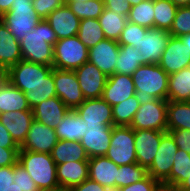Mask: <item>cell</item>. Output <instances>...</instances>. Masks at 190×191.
Segmentation results:
<instances>
[{
	"label": "cell",
	"mask_w": 190,
	"mask_h": 191,
	"mask_svg": "<svg viewBox=\"0 0 190 191\" xmlns=\"http://www.w3.org/2000/svg\"><path fill=\"white\" fill-rule=\"evenodd\" d=\"M57 41L50 24L45 19L41 20L19 42L22 60L53 67L54 45Z\"/></svg>",
	"instance_id": "6da1fadb"
},
{
	"label": "cell",
	"mask_w": 190,
	"mask_h": 191,
	"mask_svg": "<svg viewBox=\"0 0 190 191\" xmlns=\"http://www.w3.org/2000/svg\"><path fill=\"white\" fill-rule=\"evenodd\" d=\"M135 97L140 104L167 100L169 75L158 64L141 65L132 75Z\"/></svg>",
	"instance_id": "7a4b0ae2"
},
{
	"label": "cell",
	"mask_w": 190,
	"mask_h": 191,
	"mask_svg": "<svg viewBox=\"0 0 190 191\" xmlns=\"http://www.w3.org/2000/svg\"><path fill=\"white\" fill-rule=\"evenodd\" d=\"M18 163L24 167L39 189L59 185L57 165L51 154L19 150Z\"/></svg>",
	"instance_id": "3957f363"
},
{
	"label": "cell",
	"mask_w": 190,
	"mask_h": 191,
	"mask_svg": "<svg viewBox=\"0 0 190 191\" xmlns=\"http://www.w3.org/2000/svg\"><path fill=\"white\" fill-rule=\"evenodd\" d=\"M32 1L15 0L11 9L0 18L18 42H21L27 32L33 31L41 21L33 8Z\"/></svg>",
	"instance_id": "277c9868"
},
{
	"label": "cell",
	"mask_w": 190,
	"mask_h": 191,
	"mask_svg": "<svg viewBox=\"0 0 190 191\" xmlns=\"http://www.w3.org/2000/svg\"><path fill=\"white\" fill-rule=\"evenodd\" d=\"M89 49L78 36L59 39L54 45L53 68L75 70L88 62Z\"/></svg>",
	"instance_id": "5b68a950"
},
{
	"label": "cell",
	"mask_w": 190,
	"mask_h": 191,
	"mask_svg": "<svg viewBox=\"0 0 190 191\" xmlns=\"http://www.w3.org/2000/svg\"><path fill=\"white\" fill-rule=\"evenodd\" d=\"M134 129L130 126H113L110 146L106 153L118 166L137 163Z\"/></svg>",
	"instance_id": "8992f818"
},
{
	"label": "cell",
	"mask_w": 190,
	"mask_h": 191,
	"mask_svg": "<svg viewBox=\"0 0 190 191\" xmlns=\"http://www.w3.org/2000/svg\"><path fill=\"white\" fill-rule=\"evenodd\" d=\"M53 70L52 66L21 60L6 71V79L24 93L44 81Z\"/></svg>",
	"instance_id": "52a82bcc"
},
{
	"label": "cell",
	"mask_w": 190,
	"mask_h": 191,
	"mask_svg": "<svg viewBox=\"0 0 190 191\" xmlns=\"http://www.w3.org/2000/svg\"><path fill=\"white\" fill-rule=\"evenodd\" d=\"M178 151L174 138L169 132L161 137V142L154 156L152 164L147 168V173L162 185L170 187V172L174 157Z\"/></svg>",
	"instance_id": "ba28073f"
},
{
	"label": "cell",
	"mask_w": 190,
	"mask_h": 191,
	"mask_svg": "<svg viewBox=\"0 0 190 191\" xmlns=\"http://www.w3.org/2000/svg\"><path fill=\"white\" fill-rule=\"evenodd\" d=\"M130 127L136 130L167 131V100L155 99L140 104Z\"/></svg>",
	"instance_id": "9c48e42d"
},
{
	"label": "cell",
	"mask_w": 190,
	"mask_h": 191,
	"mask_svg": "<svg viewBox=\"0 0 190 191\" xmlns=\"http://www.w3.org/2000/svg\"><path fill=\"white\" fill-rule=\"evenodd\" d=\"M54 83L56 96L70 110L77 108L85 101L74 70L54 68Z\"/></svg>",
	"instance_id": "30bf717a"
},
{
	"label": "cell",
	"mask_w": 190,
	"mask_h": 191,
	"mask_svg": "<svg viewBox=\"0 0 190 191\" xmlns=\"http://www.w3.org/2000/svg\"><path fill=\"white\" fill-rule=\"evenodd\" d=\"M74 110L78 116L85 121V127L114 125L112 106L102 98L85 99V101Z\"/></svg>",
	"instance_id": "8fae6325"
},
{
	"label": "cell",
	"mask_w": 190,
	"mask_h": 191,
	"mask_svg": "<svg viewBox=\"0 0 190 191\" xmlns=\"http://www.w3.org/2000/svg\"><path fill=\"white\" fill-rule=\"evenodd\" d=\"M171 34L164 29L150 28L140 42L141 65L158 64Z\"/></svg>",
	"instance_id": "7c38bea8"
},
{
	"label": "cell",
	"mask_w": 190,
	"mask_h": 191,
	"mask_svg": "<svg viewBox=\"0 0 190 191\" xmlns=\"http://www.w3.org/2000/svg\"><path fill=\"white\" fill-rule=\"evenodd\" d=\"M85 99L101 98L107 76L90 62L74 70Z\"/></svg>",
	"instance_id": "4fadbf2b"
},
{
	"label": "cell",
	"mask_w": 190,
	"mask_h": 191,
	"mask_svg": "<svg viewBox=\"0 0 190 191\" xmlns=\"http://www.w3.org/2000/svg\"><path fill=\"white\" fill-rule=\"evenodd\" d=\"M57 141L54 129L33 120L24 142L20 145V150L51 154Z\"/></svg>",
	"instance_id": "5bb4252c"
},
{
	"label": "cell",
	"mask_w": 190,
	"mask_h": 191,
	"mask_svg": "<svg viewBox=\"0 0 190 191\" xmlns=\"http://www.w3.org/2000/svg\"><path fill=\"white\" fill-rule=\"evenodd\" d=\"M167 131L134 129L135 151L137 163L146 169L152 164L159 148L161 137Z\"/></svg>",
	"instance_id": "9a60e30c"
},
{
	"label": "cell",
	"mask_w": 190,
	"mask_h": 191,
	"mask_svg": "<svg viewBox=\"0 0 190 191\" xmlns=\"http://www.w3.org/2000/svg\"><path fill=\"white\" fill-rule=\"evenodd\" d=\"M120 45L117 41L105 38L89 48L88 62L94 64L107 77L115 73Z\"/></svg>",
	"instance_id": "2e32d148"
},
{
	"label": "cell",
	"mask_w": 190,
	"mask_h": 191,
	"mask_svg": "<svg viewBox=\"0 0 190 191\" xmlns=\"http://www.w3.org/2000/svg\"><path fill=\"white\" fill-rule=\"evenodd\" d=\"M158 65L168 74L190 67V55L179 37L171 36Z\"/></svg>",
	"instance_id": "e0dca14e"
},
{
	"label": "cell",
	"mask_w": 190,
	"mask_h": 191,
	"mask_svg": "<svg viewBox=\"0 0 190 191\" xmlns=\"http://www.w3.org/2000/svg\"><path fill=\"white\" fill-rule=\"evenodd\" d=\"M114 125H100V127H85V134L80 143L89 158L105 156L110 146Z\"/></svg>",
	"instance_id": "ac0fdd59"
},
{
	"label": "cell",
	"mask_w": 190,
	"mask_h": 191,
	"mask_svg": "<svg viewBox=\"0 0 190 191\" xmlns=\"http://www.w3.org/2000/svg\"><path fill=\"white\" fill-rule=\"evenodd\" d=\"M135 85L130 75L114 73L107 77L102 99L114 106L135 95Z\"/></svg>",
	"instance_id": "d6986e66"
},
{
	"label": "cell",
	"mask_w": 190,
	"mask_h": 191,
	"mask_svg": "<svg viewBox=\"0 0 190 191\" xmlns=\"http://www.w3.org/2000/svg\"><path fill=\"white\" fill-rule=\"evenodd\" d=\"M45 20L50 24L58 40L78 34L80 19L71 11L67 4L57 8Z\"/></svg>",
	"instance_id": "ffe728a7"
},
{
	"label": "cell",
	"mask_w": 190,
	"mask_h": 191,
	"mask_svg": "<svg viewBox=\"0 0 190 191\" xmlns=\"http://www.w3.org/2000/svg\"><path fill=\"white\" fill-rule=\"evenodd\" d=\"M89 178L110 191L116 190L118 165L106 156H97L88 160Z\"/></svg>",
	"instance_id": "44dd1931"
},
{
	"label": "cell",
	"mask_w": 190,
	"mask_h": 191,
	"mask_svg": "<svg viewBox=\"0 0 190 191\" xmlns=\"http://www.w3.org/2000/svg\"><path fill=\"white\" fill-rule=\"evenodd\" d=\"M34 120L54 129L70 110L57 96L48 98L33 109Z\"/></svg>",
	"instance_id": "7402d4cb"
},
{
	"label": "cell",
	"mask_w": 190,
	"mask_h": 191,
	"mask_svg": "<svg viewBox=\"0 0 190 191\" xmlns=\"http://www.w3.org/2000/svg\"><path fill=\"white\" fill-rule=\"evenodd\" d=\"M33 120V110L11 111L0 114V122L10 132L19 146L24 142Z\"/></svg>",
	"instance_id": "603a6c76"
},
{
	"label": "cell",
	"mask_w": 190,
	"mask_h": 191,
	"mask_svg": "<svg viewBox=\"0 0 190 191\" xmlns=\"http://www.w3.org/2000/svg\"><path fill=\"white\" fill-rule=\"evenodd\" d=\"M21 60L20 43L0 19V67L7 71Z\"/></svg>",
	"instance_id": "cb8c5ba5"
},
{
	"label": "cell",
	"mask_w": 190,
	"mask_h": 191,
	"mask_svg": "<svg viewBox=\"0 0 190 191\" xmlns=\"http://www.w3.org/2000/svg\"><path fill=\"white\" fill-rule=\"evenodd\" d=\"M56 174L59 185L70 189L89 178L88 161L58 164Z\"/></svg>",
	"instance_id": "d4e9b609"
},
{
	"label": "cell",
	"mask_w": 190,
	"mask_h": 191,
	"mask_svg": "<svg viewBox=\"0 0 190 191\" xmlns=\"http://www.w3.org/2000/svg\"><path fill=\"white\" fill-rule=\"evenodd\" d=\"M24 110H32L25 93L5 79L0 85V114Z\"/></svg>",
	"instance_id": "484cf974"
},
{
	"label": "cell",
	"mask_w": 190,
	"mask_h": 191,
	"mask_svg": "<svg viewBox=\"0 0 190 191\" xmlns=\"http://www.w3.org/2000/svg\"><path fill=\"white\" fill-rule=\"evenodd\" d=\"M55 131L58 140L80 142L86 132L85 121L78 116L74 109H72L61 119Z\"/></svg>",
	"instance_id": "4316f807"
},
{
	"label": "cell",
	"mask_w": 190,
	"mask_h": 191,
	"mask_svg": "<svg viewBox=\"0 0 190 191\" xmlns=\"http://www.w3.org/2000/svg\"><path fill=\"white\" fill-rule=\"evenodd\" d=\"M51 157L56 163L62 164L72 161H88L89 157L85 152L84 147L80 142L58 140L56 145L53 147Z\"/></svg>",
	"instance_id": "83f0119b"
},
{
	"label": "cell",
	"mask_w": 190,
	"mask_h": 191,
	"mask_svg": "<svg viewBox=\"0 0 190 191\" xmlns=\"http://www.w3.org/2000/svg\"><path fill=\"white\" fill-rule=\"evenodd\" d=\"M167 100L190 102V67L169 75Z\"/></svg>",
	"instance_id": "f1b7e54d"
},
{
	"label": "cell",
	"mask_w": 190,
	"mask_h": 191,
	"mask_svg": "<svg viewBox=\"0 0 190 191\" xmlns=\"http://www.w3.org/2000/svg\"><path fill=\"white\" fill-rule=\"evenodd\" d=\"M190 130V102L167 100V130Z\"/></svg>",
	"instance_id": "f546056e"
},
{
	"label": "cell",
	"mask_w": 190,
	"mask_h": 191,
	"mask_svg": "<svg viewBox=\"0 0 190 191\" xmlns=\"http://www.w3.org/2000/svg\"><path fill=\"white\" fill-rule=\"evenodd\" d=\"M105 38L109 40L118 41L121 32L128 22L126 16H119L112 10L104 8L102 14L98 18Z\"/></svg>",
	"instance_id": "4dcf8cb0"
},
{
	"label": "cell",
	"mask_w": 190,
	"mask_h": 191,
	"mask_svg": "<svg viewBox=\"0 0 190 191\" xmlns=\"http://www.w3.org/2000/svg\"><path fill=\"white\" fill-rule=\"evenodd\" d=\"M140 66V50L135 49L133 46L120 45L115 73L132 76Z\"/></svg>",
	"instance_id": "1f68e13d"
},
{
	"label": "cell",
	"mask_w": 190,
	"mask_h": 191,
	"mask_svg": "<svg viewBox=\"0 0 190 191\" xmlns=\"http://www.w3.org/2000/svg\"><path fill=\"white\" fill-rule=\"evenodd\" d=\"M26 99L31 109L48 98L56 96V89L54 83V68L52 72L44 78V81L30 87L25 92Z\"/></svg>",
	"instance_id": "d6a6232c"
},
{
	"label": "cell",
	"mask_w": 190,
	"mask_h": 191,
	"mask_svg": "<svg viewBox=\"0 0 190 191\" xmlns=\"http://www.w3.org/2000/svg\"><path fill=\"white\" fill-rule=\"evenodd\" d=\"M177 6L169 0H154V28L170 31Z\"/></svg>",
	"instance_id": "836d02e7"
},
{
	"label": "cell",
	"mask_w": 190,
	"mask_h": 191,
	"mask_svg": "<svg viewBox=\"0 0 190 191\" xmlns=\"http://www.w3.org/2000/svg\"><path fill=\"white\" fill-rule=\"evenodd\" d=\"M77 36L88 49L105 39L98 19L80 20Z\"/></svg>",
	"instance_id": "e575fe53"
},
{
	"label": "cell",
	"mask_w": 190,
	"mask_h": 191,
	"mask_svg": "<svg viewBox=\"0 0 190 191\" xmlns=\"http://www.w3.org/2000/svg\"><path fill=\"white\" fill-rule=\"evenodd\" d=\"M140 103L135 95L112 106L114 126H130Z\"/></svg>",
	"instance_id": "d590c367"
},
{
	"label": "cell",
	"mask_w": 190,
	"mask_h": 191,
	"mask_svg": "<svg viewBox=\"0 0 190 191\" xmlns=\"http://www.w3.org/2000/svg\"><path fill=\"white\" fill-rule=\"evenodd\" d=\"M190 175V154L178 148L170 172V188L176 189Z\"/></svg>",
	"instance_id": "8d00e7d4"
},
{
	"label": "cell",
	"mask_w": 190,
	"mask_h": 191,
	"mask_svg": "<svg viewBox=\"0 0 190 191\" xmlns=\"http://www.w3.org/2000/svg\"><path fill=\"white\" fill-rule=\"evenodd\" d=\"M154 13V0H146L131 7L127 20L148 29L154 28Z\"/></svg>",
	"instance_id": "74e56055"
},
{
	"label": "cell",
	"mask_w": 190,
	"mask_h": 191,
	"mask_svg": "<svg viewBox=\"0 0 190 191\" xmlns=\"http://www.w3.org/2000/svg\"><path fill=\"white\" fill-rule=\"evenodd\" d=\"M148 175L147 169L138 163L118 166L116 189L139 182Z\"/></svg>",
	"instance_id": "f35d334b"
},
{
	"label": "cell",
	"mask_w": 190,
	"mask_h": 191,
	"mask_svg": "<svg viewBox=\"0 0 190 191\" xmlns=\"http://www.w3.org/2000/svg\"><path fill=\"white\" fill-rule=\"evenodd\" d=\"M71 11L80 19H98L105 6L102 0H87L85 2H65Z\"/></svg>",
	"instance_id": "ab89813d"
},
{
	"label": "cell",
	"mask_w": 190,
	"mask_h": 191,
	"mask_svg": "<svg viewBox=\"0 0 190 191\" xmlns=\"http://www.w3.org/2000/svg\"><path fill=\"white\" fill-rule=\"evenodd\" d=\"M147 30L148 28L146 27L127 22L117 42L119 45H129L139 50L140 42L142 41V37H145Z\"/></svg>",
	"instance_id": "60d3db41"
},
{
	"label": "cell",
	"mask_w": 190,
	"mask_h": 191,
	"mask_svg": "<svg viewBox=\"0 0 190 191\" xmlns=\"http://www.w3.org/2000/svg\"><path fill=\"white\" fill-rule=\"evenodd\" d=\"M169 33L173 37H180L190 33V6L177 8Z\"/></svg>",
	"instance_id": "b9f144b4"
},
{
	"label": "cell",
	"mask_w": 190,
	"mask_h": 191,
	"mask_svg": "<svg viewBox=\"0 0 190 191\" xmlns=\"http://www.w3.org/2000/svg\"><path fill=\"white\" fill-rule=\"evenodd\" d=\"M13 177V181L20 191H39L38 186L35 184L31 176L18 162L13 165Z\"/></svg>",
	"instance_id": "7bdbcfd3"
},
{
	"label": "cell",
	"mask_w": 190,
	"mask_h": 191,
	"mask_svg": "<svg viewBox=\"0 0 190 191\" xmlns=\"http://www.w3.org/2000/svg\"><path fill=\"white\" fill-rule=\"evenodd\" d=\"M65 0H33L32 5L41 20L46 19L49 14L57 8L64 6Z\"/></svg>",
	"instance_id": "ee69618b"
},
{
	"label": "cell",
	"mask_w": 190,
	"mask_h": 191,
	"mask_svg": "<svg viewBox=\"0 0 190 191\" xmlns=\"http://www.w3.org/2000/svg\"><path fill=\"white\" fill-rule=\"evenodd\" d=\"M161 185L162 184L159 181L153 179L150 175H147L139 182L118 188L115 191H156Z\"/></svg>",
	"instance_id": "f6af8a7d"
},
{
	"label": "cell",
	"mask_w": 190,
	"mask_h": 191,
	"mask_svg": "<svg viewBox=\"0 0 190 191\" xmlns=\"http://www.w3.org/2000/svg\"><path fill=\"white\" fill-rule=\"evenodd\" d=\"M174 138L175 144L179 149L184 150L190 154V130L178 129V130H167Z\"/></svg>",
	"instance_id": "bcb514c9"
},
{
	"label": "cell",
	"mask_w": 190,
	"mask_h": 191,
	"mask_svg": "<svg viewBox=\"0 0 190 191\" xmlns=\"http://www.w3.org/2000/svg\"><path fill=\"white\" fill-rule=\"evenodd\" d=\"M106 9L112 10L119 16H128L131 4L127 0H102Z\"/></svg>",
	"instance_id": "7dc6e473"
},
{
	"label": "cell",
	"mask_w": 190,
	"mask_h": 191,
	"mask_svg": "<svg viewBox=\"0 0 190 191\" xmlns=\"http://www.w3.org/2000/svg\"><path fill=\"white\" fill-rule=\"evenodd\" d=\"M20 148H4L0 145V165L8 167L18 162V152Z\"/></svg>",
	"instance_id": "c3c4849f"
},
{
	"label": "cell",
	"mask_w": 190,
	"mask_h": 191,
	"mask_svg": "<svg viewBox=\"0 0 190 191\" xmlns=\"http://www.w3.org/2000/svg\"><path fill=\"white\" fill-rule=\"evenodd\" d=\"M69 191H110L107 187L102 186L96 181L90 178L86 179L79 185H76L69 189Z\"/></svg>",
	"instance_id": "681fc988"
},
{
	"label": "cell",
	"mask_w": 190,
	"mask_h": 191,
	"mask_svg": "<svg viewBox=\"0 0 190 191\" xmlns=\"http://www.w3.org/2000/svg\"><path fill=\"white\" fill-rule=\"evenodd\" d=\"M13 165L2 167L0 170V191H6L14 183Z\"/></svg>",
	"instance_id": "f907efd6"
},
{
	"label": "cell",
	"mask_w": 190,
	"mask_h": 191,
	"mask_svg": "<svg viewBox=\"0 0 190 191\" xmlns=\"http://www.w3.org/2000/svg\"><path fill=\"white\" fill-rule=\"evenodd\" d=\"M0 145H4V148H20V146L14 141L10 132L0 122Z\"/></svg>",
	"instance_id": "816d5d0a"
},
{
	"label": "cell",
	"mask_w": 190,
	"mask_h": 191,
	"mask_svg": "<svg viewBox=\"0 0 190 191\" xmlns=\"http://www.w3.org/2000/svg\"><path fill=\"white\" fill-rule=\"evenodd\" d=\"M14 1L15 0H0V18L11 9Z\"/></svg>",
	"instance_id": "f5cc1de1"
},
{
	"label": "cell",
	"mask_w": 190,
	"mask_h": 191,
	"mask_svg": "<svg viewBox=\"0 0 190 191\" xmlns=\"http://www.w3.org/2000/svg\"><path fill=\"white\" fill-rule=\"evenodd\" d=\"M175 191H190V175L188 178L183 181L176 189Z\"/></svg>",
	"instance_id": "db71d44e"
},
{
	"label": "cell",
	"mask_w": 190,
	"mask_h": 191,
	"mask_svg": "<svg viewBox=\"0 0 190 191\" xmlns=\"http://www.w3.org/2000/svg\"><path fill=\"white\" fill-rule=\"evenodd\" d=\"M180 40L182 41V43L187 47V49L189 50V55H190V33L189 34H185L179 37Z\"/></svg>",
	"instance_id": "11a10c76"
},
{
	"label": "cell",
	"mask_w": 190,
	"mask_h": 191,
	"mask_svg": "<svg viewBox=\"0 0 190 191\" xmlns=\"http://www.w3.org/2000/svg\"><path fill=\"white\" fill-rule=\"evenodd\" d=\"M169 1L175 4L177 7L190 6V0H169Z\"/></svg>",
	"instance_id": "9f6ffc18"
},
{
	"label": "cell",
	"mask_w": 190,
	"mask_h": 191,
	"mask_svg": "<svg viewBox=\"0 0 190 191\" xmlns=\"http://www.w3.org/2000/svg\"><path fill=\"white\" fill-rule=\"evenodd\" d=\"M39 191H69V189L61 185H57L51 188H42V189H39Z\"/></svg>",
	"instance_id": "6f0895ef"
},
{
	"label": "cell",
	"mask_w": 190,
	"mask_h": 191,
	"mask_svg": "<svg viewBox=\"0 0 190 191\" xmlns=\"http://www.w3.org/2000/svg\"><path fill=\"white\" fill-rule=\"evenodd\" d=\"M6 79V70L0 67V85Z\"/></svg>",
	"instance_id": "680465c9"
},
{
	"label": "cell",
	"mask_w": 190,
	"mask_h": 191,
	"mask_svg": "<svg viewBox=\"0 0 190 191\" xmlns=\"http://www.w3.org/2000/svg\"><path fill=\"white\" fill-rule=\"evenodd\" d=\"M156 191H175V190L168 186L161 185Z\"/></svg>",
	"instance_id": "91938a15"
},
{
	"label": "cell",
	"mask_w": 190,
	"mask_h": 191,
	"mask_svg": "<svg viewBox=\"0 0 190 191\" xmlns=\"http://www.w3.org/2000/svg\"><path fill=\"white\" fill-rule=\"evenodd\" d=\"M6 191H20L15 183H11L10 187Z\"/></svg>",
	"instance_id": "94428289"
},
{
	"label": "cell",
	"mask_w": 190,
	"mask_h": 191,
	"mask_svg": "<svg viewBox=\"0 0 190 191\" xmlns=\"http://www.w3.org/2000/svg\"><path fill=\"white\" fill-rule=\"evenodd\" d=\"M146 0H127L128 3L131 4V6L138 5L140 2H143Z\"/></svg>",
	"instance_id": "6125c7cd"
},
{
	"label": "cell",
	"mask_w": 190,
	"mask_h": 191,
	"mask_svg": "<svg viewBox=\"0 0 190 191\" xmlns=\"http://www.w3.org/2000/svg\"><path fill=\"white\" fill-rule=\"evenodd\" d=\"M76 1H78V2H85L87 0H65V2H76Z\"/></svg>",
	"instance_id": "be15d7a7"
}]
</instances>
